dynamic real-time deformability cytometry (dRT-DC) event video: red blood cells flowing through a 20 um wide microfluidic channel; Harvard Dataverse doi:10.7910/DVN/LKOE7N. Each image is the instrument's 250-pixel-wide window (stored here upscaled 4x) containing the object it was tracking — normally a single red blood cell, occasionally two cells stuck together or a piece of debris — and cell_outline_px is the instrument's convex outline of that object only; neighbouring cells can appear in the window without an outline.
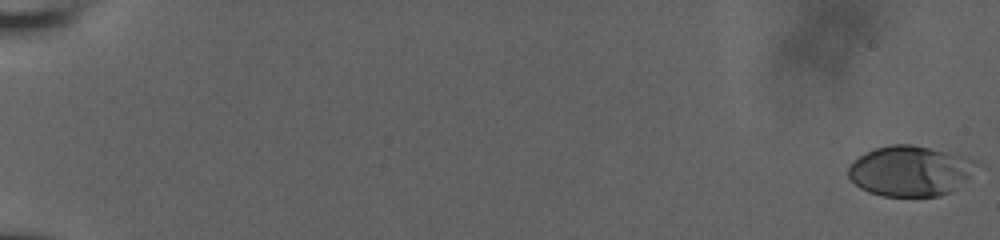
{"species": "human", "species_latin": "Homo sapiens", "temperature_condition": "room temperature", "stored_images_in_passage": 58, "camera_frame_rate_fps": 3000, "um_per_image_px": 0.085, "donor": {"sex": "male"}, "frame": {"image": 1, "passage_image": 1, "time_ms": 0.0, "image_size_px": [1000, 240], "cell_outline_px": [[980, 164], [952, 192], [940, 196], [884, 196], [868, 192], [860, 188], [848, 176], [848, 168], [860, 156], [876, 148], [892, 144], [912, 144], [968, 156], [976, 160]], "centroid_in_image_um": [77.4, 14.53], "position_along_channel_um": 7.6, "area_um2": 37.51}}
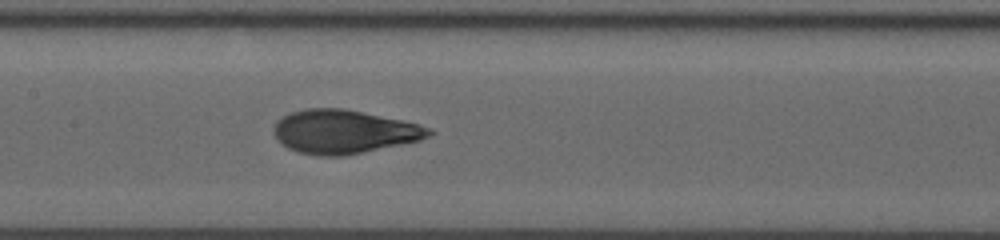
{"frame": {"image": 2, "passage_image": 32, "time_ms": 10.333, "image_size_px": [1000, 240], "cell_outline_px": [[436, 132], [420, 140], [344, 156], [316, 156], [300, 152], [288, 148], [280, 144], [276, 140], [272, 132], [272, 128], [276, 120], [292, 112], [308, 108], [344, 108], [420, 124], [432, 128]], "centroid_in_image_um": [29.2, 11.2], "position_along_channel_um": 178.2, "area_um2": 39.65}}
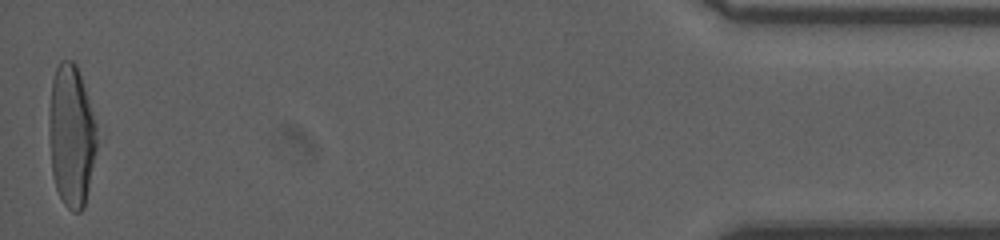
{"frame": {"image": 3, "passage_image": 58, "time_ms": 19.0, "image_size_px": [1000, 240], "cell_outline_px": [[96, 152], [84, 208], [80, 212], [72, 212], [64, 204], [56, 188], [52, 172], [52, 80], [56, 68], [60, 60], [72, 60], [76, 64], [96, 124]], "centroid_in_image_um": [6.11, 11.59], "position_along_channel_um": 429.1, "area_um2": 37.92}, "authors_computed_cell_mechanics": {"area_um2": 37.8879, "velocity_mm_per_s": 3.8354, "shape_relaxation_time_tau1_ms": 4.6773, "shape_relaxation_time_tau2_ms": 0.9068, "deformation_change_tau1": 0.2033, "deformation_change_tau2": 0.0688}}